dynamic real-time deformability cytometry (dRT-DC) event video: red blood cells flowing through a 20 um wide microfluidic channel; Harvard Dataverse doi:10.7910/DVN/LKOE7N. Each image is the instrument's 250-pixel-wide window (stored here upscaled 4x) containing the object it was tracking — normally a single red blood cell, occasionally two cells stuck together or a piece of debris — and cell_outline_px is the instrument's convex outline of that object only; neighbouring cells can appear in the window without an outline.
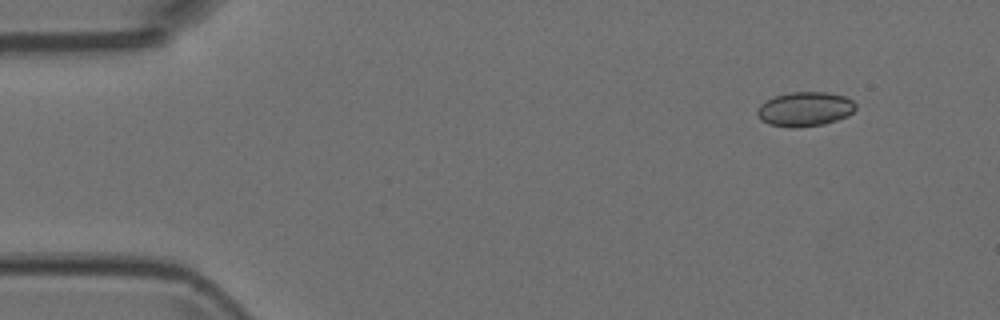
{"species": "Egyptian fruit bat (a non-hibernating species)", "species_latin": "Rousettus aegyptiacus", "temperature_condition": "room temperature", "stored_images_in_passage": 5, "camera_frame_rate_fps": 3000, "um_per_image_px": 0.085, "animal": {"sex": "female"}, "frame": {"image": 1, "passage_image": 1, "time_ms": 0.0, "image_size_px": [1000, 320], "cell_outline_px": [[856, 108], [848, 116], [824, 124], [768, 124], [760, 120], [756, 112], [760, 104], [776, 96], [792, 92], [828, 92], [844, 96], [852, 100], [856, 104]], "centroid_in_image_um": [68.46, 9.22], "position_along_channel_um": 16.5, "area_um2": 18.9}}
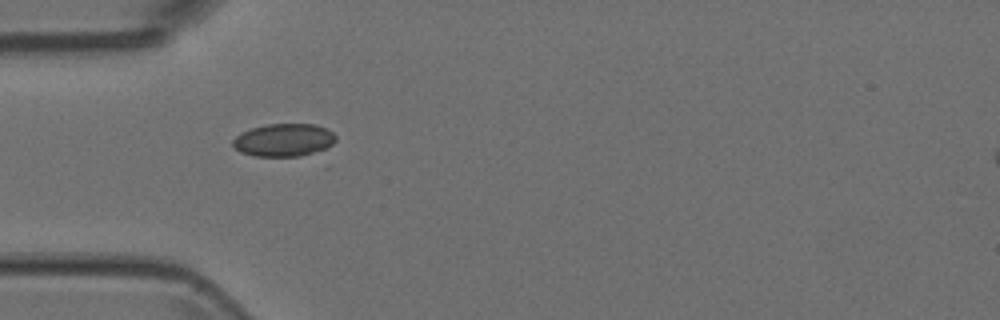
{"frame": {"image": 2, "passage_image": 4, "time_ms": 1.0, "image_size_px": [1000, 320], "cell_outline_px": [[336, 140], [332, 144], [324, 148], [300, 156], [256, 156], [240, 152], [232, 144], [232, 140], [240, 132], [252, 128], [268, 124], [316, 124], [328, 128], [336, 136]], "centroid_in_image_um": [24.11, 11.89], "position_along_channel_um": 60.9, "area_um2": 19.59}}
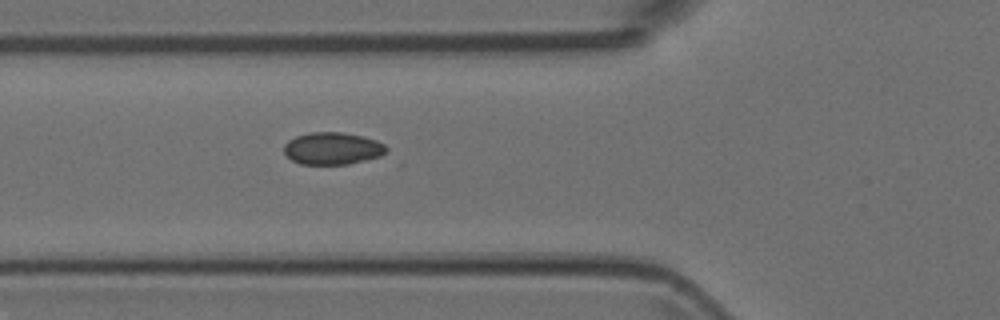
{"frame": {"image": 3, "passage_image": 5, "time_ms": 1.333, "image_size_px": [1000, 320], "cell_outline_px": [[388, 152], [380, 156], [348, 164], [300, 164], [292, 160], [284, 152], [284, 144], [288, 140], [296, 136], [308, 132], [340, 132], [364, 136], [376, 140], [384, 144], [388, 148]], "centroid_in_image_um": [28.27, 12.61], "position_along_channel_um": 97.5, "area_um2": 19.31}}